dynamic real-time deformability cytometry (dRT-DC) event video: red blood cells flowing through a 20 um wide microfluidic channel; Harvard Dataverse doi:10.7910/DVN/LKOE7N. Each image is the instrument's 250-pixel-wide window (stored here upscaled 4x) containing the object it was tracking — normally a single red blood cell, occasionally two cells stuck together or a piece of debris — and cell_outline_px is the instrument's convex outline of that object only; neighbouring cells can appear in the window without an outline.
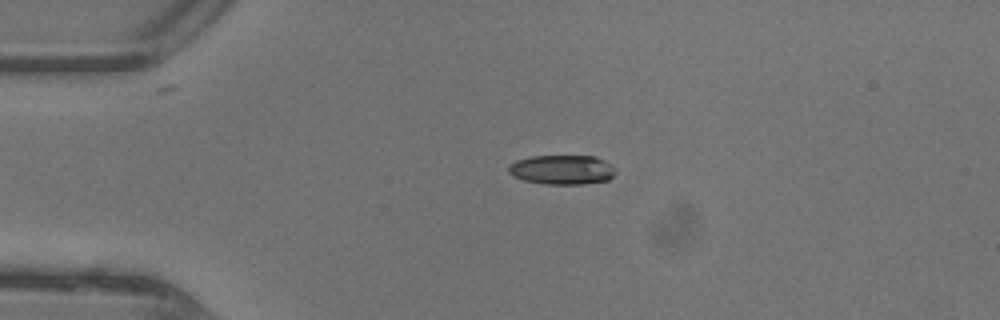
{"species": "common noctule bat (a hibernating species)", "species_latin": "Nyctalus noctula", "temperature_condition": "warm", "stored_images_in_passage": 47, "camera_frame_rate_fps": 3000, "um_per_image_px": 0.085, "animal": {"sex": "female"}, "frame": {"image": 1, "passage_image": 11, "time_ms": 3.333, "image_size_px": [1000, 320], "cell_outline_px": [[616, 172], [608, 180], [584, 184], [548, 184], [524, 180], [512, 176], [508, 172], [508, 168], [516, 160], [532, 156], [596, 156], [604, 160]], "centroid_in_image_um": [47.76, 14.42], "position_along_channel_um": 37.2, "area_um2": 18.21}}
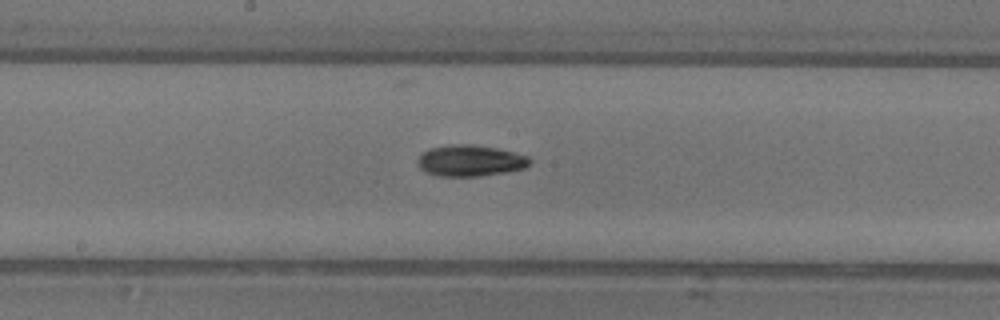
{"frame": {"image": 2, "passage_image": 25, "time_ms": 8.0, "image_size_px": [1000, 320], "cell_outline_px": [[532, 160], [524, 168], [508, 172], [480, 176], [436, 176], [424, 172], [416, 164], [416, 160], [428, 148], [448, 144], [472, 144], [496, 148], [528, 156]], "centroid_in_image_um": [39.92, 13.66], "position_along_channel_um": 208.3, "area_um2": 20.63}}
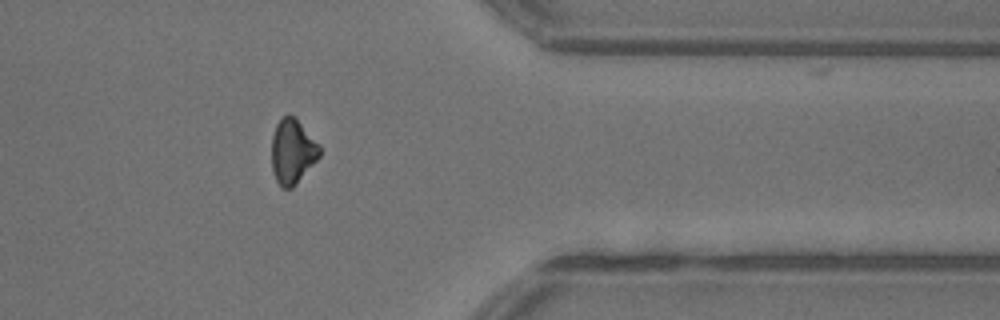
{"frame": {"image": 3, "passage_image": 38, "time_ms": 12.333, "image_size_px": [1000, 320], "cell_outline_px": [[320, 156], [296, 184], [292, 188], [280, 188], [272, 172], [272, 136], [276, 124], [288, 112], [320, 144]], "centroid_in_image_um": [24.84, 12.9], "position_along_channel_um": 386.6, "area_um2": 17.98}, "authors_computed_cell_mechanics": {"area_um2": 18.5538, "velocity_mm_per_s": 4.4611, "shape_relaxation_time_tau1_ms": 3.5728, "shape_relaxation_time_tau2_ms": null, "deformation_change_tau1": 0.1107, "deformation_change_tau2": null}}